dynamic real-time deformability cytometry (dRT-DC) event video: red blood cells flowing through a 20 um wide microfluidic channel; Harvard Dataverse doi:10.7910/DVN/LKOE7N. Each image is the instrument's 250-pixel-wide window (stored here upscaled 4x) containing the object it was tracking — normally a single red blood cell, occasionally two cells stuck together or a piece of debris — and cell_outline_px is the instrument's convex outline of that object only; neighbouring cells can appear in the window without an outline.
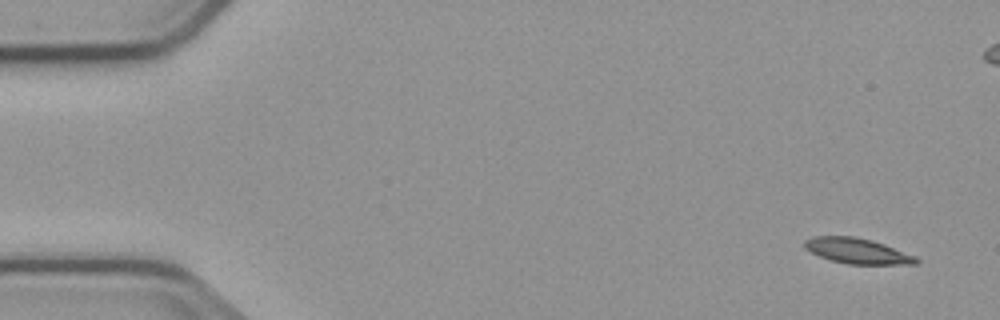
{"species": "common noctule bat (a hibernating species)", "species_latin": "Nyctalus noctula", "temperature_condition": "cold", "stored_images_in_passage": 4, "camera_frame_rate_fps": 3000, "um_per_image_px": 0.085, "animal": {"sex": "male", "body_mass_g": 23.1, "forearm_length_mm": 52.7}, "frame": {"image": 1, "passage_image": 1, "time_ms": 0.0, "image_size_px": [1000, 320], "cell_outline_px": [[920, 260], [916, 264], [848, 264], [832, 260], [820, 256], [804, 248], [804, 240], [812, 236], [856, 236], [872, 240], [884, 244], [916, 256]], "centroid_in_image_um": [72.87, 21.32], "position_along_channel_um": 12.1, "area_um2": 16.53}}